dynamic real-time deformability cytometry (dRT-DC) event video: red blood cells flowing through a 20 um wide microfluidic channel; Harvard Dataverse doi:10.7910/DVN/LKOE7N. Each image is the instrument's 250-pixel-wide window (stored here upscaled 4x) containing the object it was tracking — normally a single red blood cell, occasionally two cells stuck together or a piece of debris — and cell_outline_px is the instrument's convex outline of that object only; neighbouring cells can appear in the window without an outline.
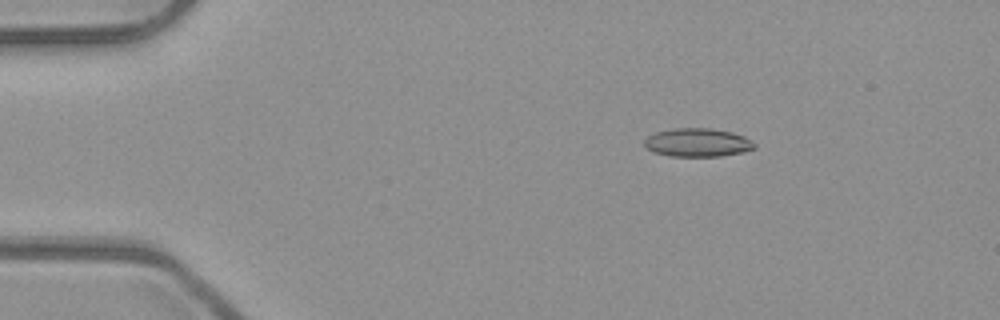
{"species": "common noctule bat (a hibernating species)", "species_latin": "Nyctalus noctula", "temperature_condition": "room temperature", "stored_images_in_passage": 5, "camera_frame_rate_fps": 3000, "um_per_image_px": 0.085, "animal": {"sex": "male", "body_mass_g": 23.1, "forearm_length_mm": 52.7}, "frame": {"image": 1, "passage_image": 3, "time_ms": 0.667, "image_size_px": [1000, 320], "cell_outline_px": [[756, 148], [744, 152], [720, 156], [668, 156], [652, 152], [644, 148], [644, 140], [648, 136], [656, 132], [672, 128], [712, 128], [732, 132], [744, 136], [756, 144]], "centroid_in_image_um": [59.27, 12.12], "position_along_channel_um": 25.7, "area_um2": 18.5}}
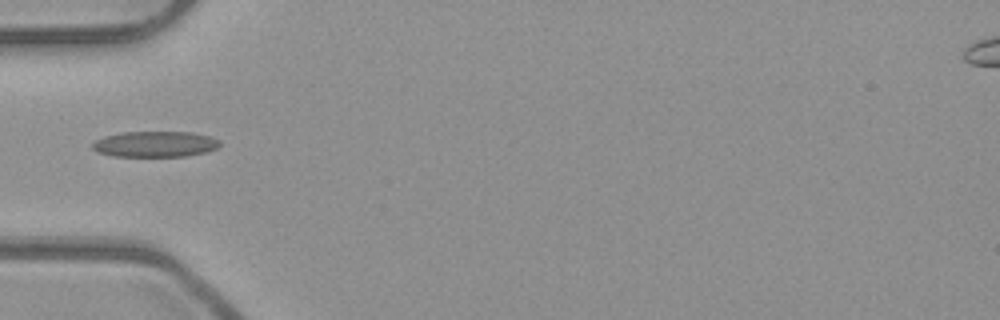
{"frame": {"image": 2, "passage_image": 5, "time_ms": 1.333, "image_size_px": [1000, 320], "cell_outline_px": [[220, 144], [216, 148], [208, 152], [184, 156], [112, 156], [100, 152], [92, 148], [92, 144], [96, 140], [104, 136], [124, 132], [192, 132], [212, 136], [220, 140]], "centroid_in_image_um": [13.23, 12.24], "position_along_channel_um": 71.8, "area_um2": 19.13}}